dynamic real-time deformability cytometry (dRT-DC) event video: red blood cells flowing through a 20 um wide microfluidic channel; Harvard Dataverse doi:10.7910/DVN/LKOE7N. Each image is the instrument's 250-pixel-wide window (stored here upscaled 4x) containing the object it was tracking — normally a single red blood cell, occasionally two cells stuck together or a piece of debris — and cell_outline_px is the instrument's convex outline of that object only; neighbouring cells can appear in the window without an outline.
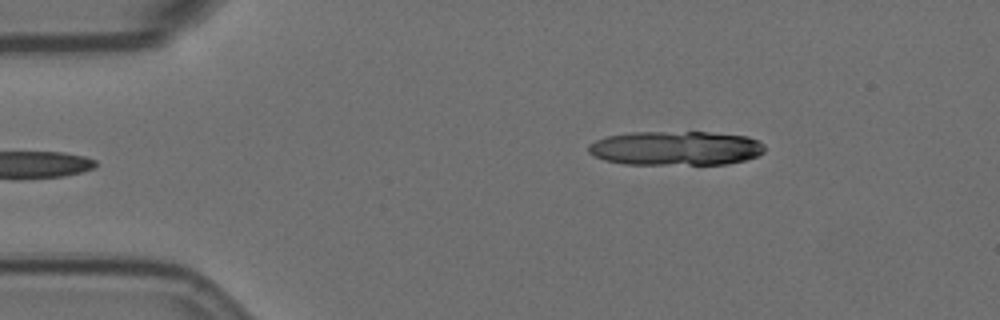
{"species": "Egyptian fruit bat (a non-hibernating species)", "species_latin": "Rousettus aegyptiacus", "temperature_condition": "room temperature", "stored_images_in_passage": 8, "camera_frame_rate_fps": 3000, "um_per_image_px": 0.085, "animal": {"sex": "female"}, "frame": {"image": 1, "passage_image": 1, "time_ms": 0.0, "image_size_px": [1000, 320], "cell_outline_px": [[764, 152], [756, 156], [744, 160], [728, 164], [624, 164], [604, 160], [588, 152], [588, 144], [596, 140], [608, 136], [632, 132], [708, 132], [748, 136], [764, 144]], "centroid_in_image_um": [57.44, 12.59], "position_along_channel_um": 27.6, "area_um2": 35.2}}